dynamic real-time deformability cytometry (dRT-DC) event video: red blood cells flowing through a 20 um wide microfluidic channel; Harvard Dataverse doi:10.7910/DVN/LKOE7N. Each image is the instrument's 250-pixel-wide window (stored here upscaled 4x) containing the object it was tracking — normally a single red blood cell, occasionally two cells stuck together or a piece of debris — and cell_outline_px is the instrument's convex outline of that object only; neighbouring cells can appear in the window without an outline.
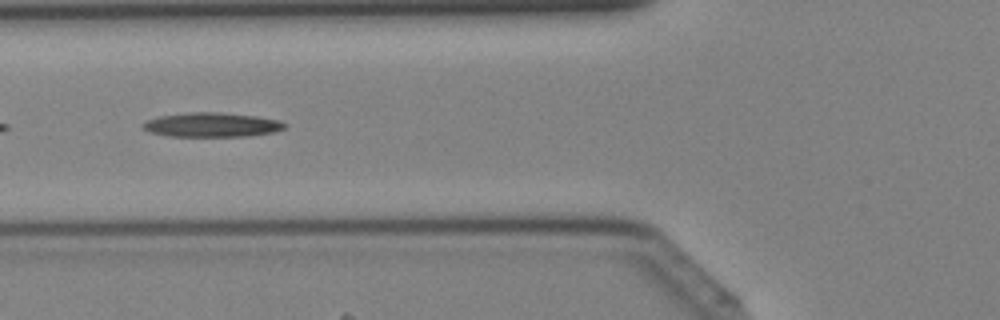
{"species": "Egyptian fruit bat (a non-hibernating species)", "species_latin": "Rousettus aegyptiacus", "temperature_condition": "cold", "stored_images_in_passage": 41, "camera_frame_rate_fps": 3000, "um_per_image_px": 0.085, "animal": {"sex": "female"}, "frame": {"image": 1, "passage_image": 15, "time_ms": 4.667, "image_size_px": [1000, 320], "cell_outline_px": [[288, 128], [272, 132], [248, 136], [168, 136], [148, 132], [140, 124], [148, 120], [160, 116], [192, 112], [220, 112], [256, 116], [280, 120], [288, 124]], "centroid_in_image_um": [18.04, 10.61], "position_along_channel_um": 107.8, "area_um2": 20.17}}
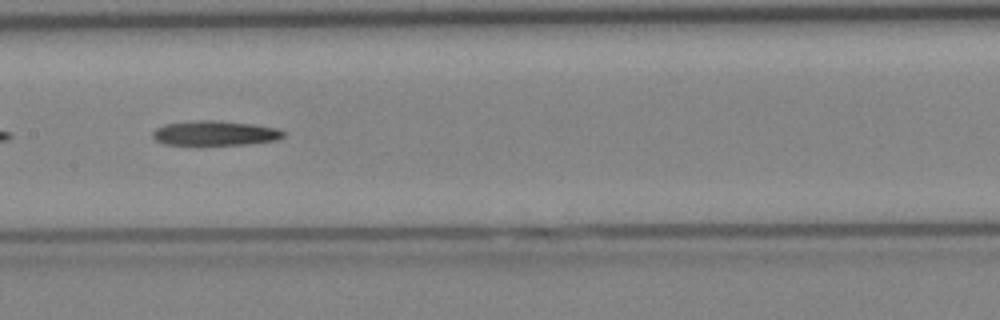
{"frame": {"image": 2, "passage_image": 20, "time_ms": 6.333, "image_size_px": [1000, 320], "cell_outline_px": [[284, 136], [276, 140], [244, 144], [196, 148], [164, 144], [156, 140], [152, 136], [152, 132], [156, 128], [164, 124], [196, 120], [216, 120], [252, 124], [276, 128], [284, 132]], "centroid_in_image_um": [18.17, 11.36], "position_along_channel_um": 189.2, "area_um2": 19.71}}
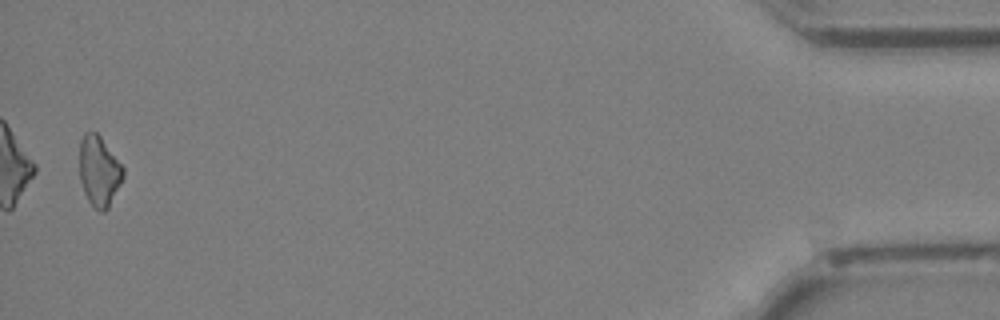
{"frame": {"image": 3, "passage_image": 40, "time_ms": 13.0, "image_size_px": [1000, 320], "cell_outline_px": [[124, 176], [108, 208], [104, 212], [100, 212], [88, 200], [84, 192], [80, 180], [80, 140], [84, 132], [96, 132], [100, 136], [124, 168]], "centroid_in_image_um": [8.42, 14.54], "position_along_channel_um": 426.8, "area_um2": 17.69}}